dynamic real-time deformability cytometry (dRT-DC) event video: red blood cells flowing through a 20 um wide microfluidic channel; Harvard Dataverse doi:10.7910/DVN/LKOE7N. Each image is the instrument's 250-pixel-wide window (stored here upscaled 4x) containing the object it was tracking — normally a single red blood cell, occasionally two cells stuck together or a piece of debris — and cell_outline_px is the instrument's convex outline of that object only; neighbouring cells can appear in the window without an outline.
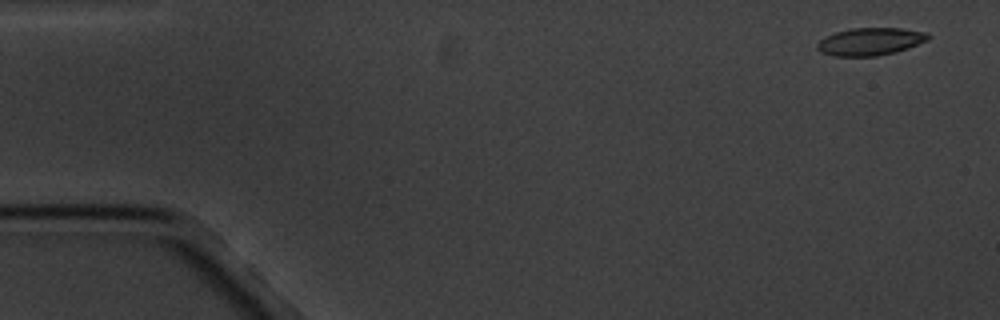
{"species": "common noctule bat (a hibernating species)", "species_latin": "Nyctalus noctula", "temperature_condition": "cold", "stored_images_in_passage": 5, "camera_frame_rate_fps": 3000, "um_per_image_px": 0.085, "animal": {"sex": "male", "body_mass_g": 20.1, "forearm_length_mm": 53.5}, "frame": {"image": 1, "passage_image": 1, "time_ms": 0.0, "image_size_px": [1000, 320], "cell_outline_px": [[932, 36], [928, 40], [908, 48], [896, 52], [876, 56], [832, 56], [820, 52], [816, 48], [816, 44], [824, 36], [836, 32], [852, 28], [900, 28], [928, 32]], "centroid_in_image_um": [73.97, 3.53], "position_along_channel_um": 11.0, "area_um2": 18.03}}
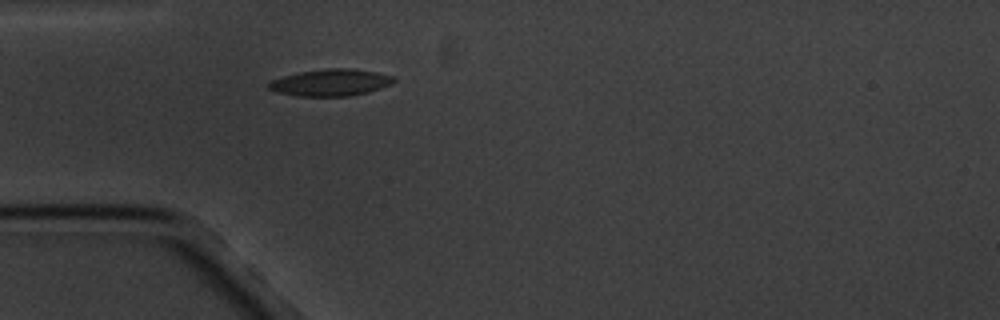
{"frame": {"image": 2, "passage_image": 5, "time_ms": 4.667, "image_size_px": [1000, 320], "cell_outline_px": [[396, 80], [392, 84], [368, 92], [352, 96], [296, 96], [276, 92], [268, 88], [268, 84], [272, 80], [284, 76], [300, 72], [328, 68], [352, 68], [376, 72], [396, 76]], "centroid_in_image_um": [28.15, 7.02], "position_along_channel_um": 56.9, "area_um2": 19.65}}